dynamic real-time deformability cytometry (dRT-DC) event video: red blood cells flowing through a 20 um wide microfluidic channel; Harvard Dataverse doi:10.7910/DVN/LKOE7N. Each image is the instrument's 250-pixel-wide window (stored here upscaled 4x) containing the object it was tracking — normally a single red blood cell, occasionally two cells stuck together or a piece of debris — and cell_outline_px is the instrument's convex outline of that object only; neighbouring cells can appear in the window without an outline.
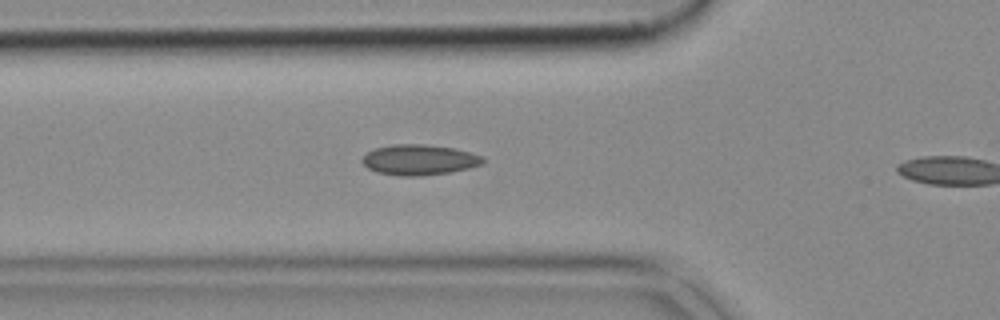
{"species": "common noctule bat (a hibernating species)", "species_latin": "Nyctalus noctula", "temperature_condition": "cold", "stored_images_in_passage": 3, "camera_frame_rate_fps": 3000, "um_per_image_px": 0.085, "animal": {"sex": "female", "body_mass_g": 18.4}, "frame": {"image": 1, "passage_image": 2, "time_ms": 0.333, "image_size_px": [1000, 320], "cell_outline_px": [[484, 160], [480, 164], [468, 168], [452, 172], [424, 176], [396, 176], [376, 172], [368, 168], [360, 160], [368, 152], [376, 148], [392, 144], [424, 144], [456, 148], [472, 152], [484, 156]], "centroid_in_image_um": [35.64, 13.59], "position_along_channel_um": 90.2, "area_um2": 21.68}}